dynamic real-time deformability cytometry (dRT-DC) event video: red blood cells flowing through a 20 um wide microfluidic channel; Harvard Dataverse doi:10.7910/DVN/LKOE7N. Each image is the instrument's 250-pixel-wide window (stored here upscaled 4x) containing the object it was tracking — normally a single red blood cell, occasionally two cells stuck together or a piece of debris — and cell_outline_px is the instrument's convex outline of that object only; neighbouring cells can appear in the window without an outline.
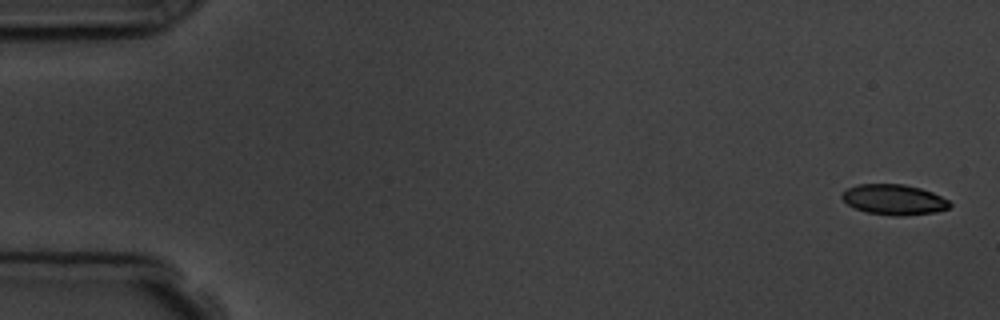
{"species": "common noctule bat (a hibernating species)", "species_latin": "Nyctalus noctula", "temperature_condition": "room temperature", "stored_images_in_passage": 6, "camera_frame_rate_fps": 3000, "um_per_image_px": 0.085, "animal": {"sex": "male", "body_mass_g": 19.5, "forearm_length_mm": 54.6}, "frame": {"image": 1, "passage_image": 1, "time_ms": 0.0, "image_size_px": [1000, 320], "cell_outline_px": [[952, 204], [948, 208], [936, 212], [904, 216], [896, 216], [868, 212], [856, 208], [848, 204], [840, 196], [848, 188], [856, 184], [904, 184], [920, 188], [932, 192], [948, 200]], "centroid_in_image_um": [76.0, 16.96], "position_along_channel_um": 9.0, "area_um2": 18.96}}
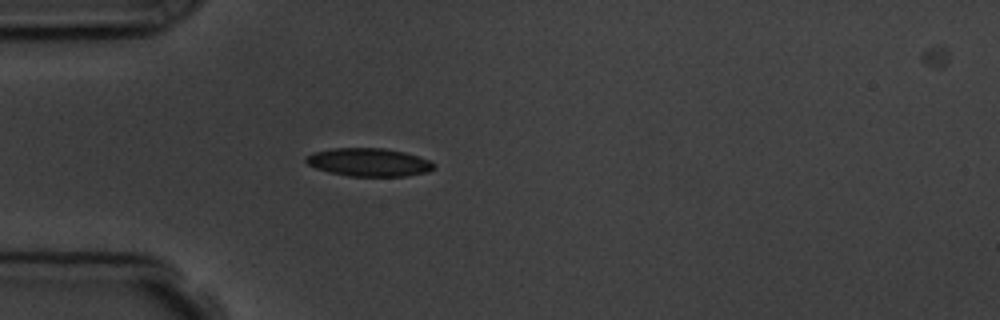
{"frame": {"image": 2, "passage_image": 5, "time_ms": 4.667, "image_size_px": [1000, 320], "cell_outline_px": [[436, 164], [428, 172], [404, 176], [348, 176], [328, 172], [316, 168], [308, 164], [304, 160], [304, 156], [312, 152], [332, 148], [384, 148], [404, 152], [428, 160]], "centroid_in_image_um": [31.29, 13.79], "position_along_channel_um": 53.7, "area_um2": 20.98}}